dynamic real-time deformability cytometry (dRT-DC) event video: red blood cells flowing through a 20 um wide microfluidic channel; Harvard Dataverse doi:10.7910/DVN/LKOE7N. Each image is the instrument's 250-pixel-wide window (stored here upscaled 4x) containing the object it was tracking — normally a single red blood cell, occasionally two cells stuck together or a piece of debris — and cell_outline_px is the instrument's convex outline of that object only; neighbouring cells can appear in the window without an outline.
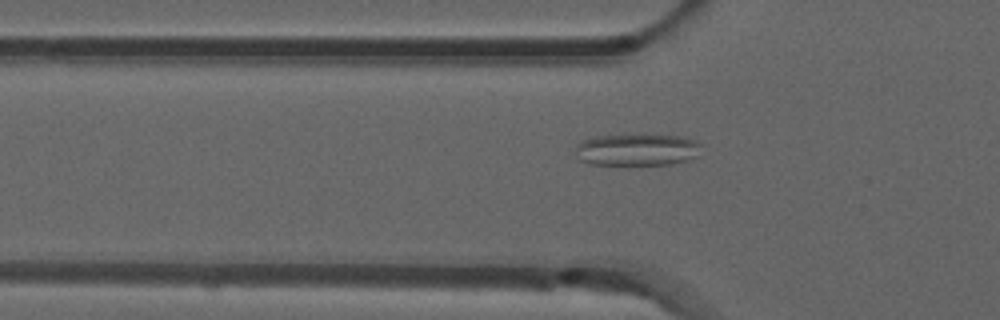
{"species": "common noctule bat (a hibernating species)", "species_latin": "Nyctalus noctula", "temperature_condition": "room temperature", "stored_images_in_passage": 39, "camera_frame_rate_fps": 3000, "um_per_image_px": 0.085, "animal": {"sex": "male", "forearm_length_mm": 52.5}, "frame": {"image": 1, "passage_image": 7, "time_ms": 2.0, "image_size_px": [1000, 320], "cell_outline_px": [[700, 156], [672, 164], [588, 164], [580, 160], [576, 156], [576, 144], [584, 140], [596, 136], [684, 136], [696, 140], [700, 144]], "centroid_in_image_um": [54.17, 12.74], "position_along_channel_um": 71.6, "area_um2": 23.12}}
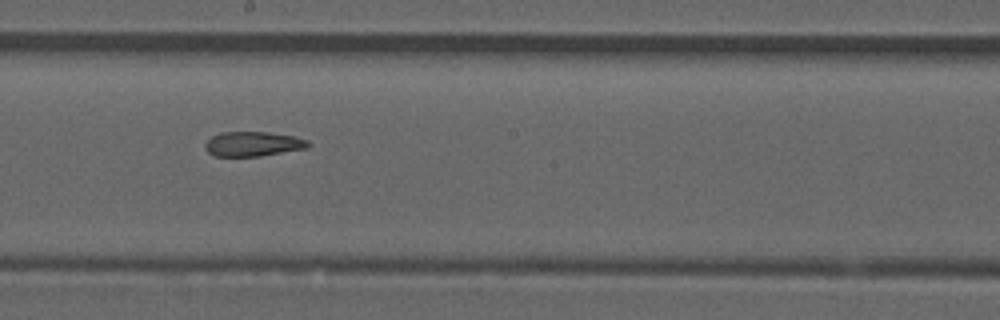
{"frame": {"image": 2, "passage_image": 19, "time_ms": 6.0, "image_size_px": [1000, 320], "cell_outline_px": [[312, 144], [308, 148], [260, 156], [216, 156], [208, 152], [204, 148], [204, 144], [212, 136], [220, 132], [268, 132], [296, 136], [308, 140]], "centroid_in_image_um": [21.54, 12.23], "position_along_channel_um": 226.7, "area_um2": 14.97}}
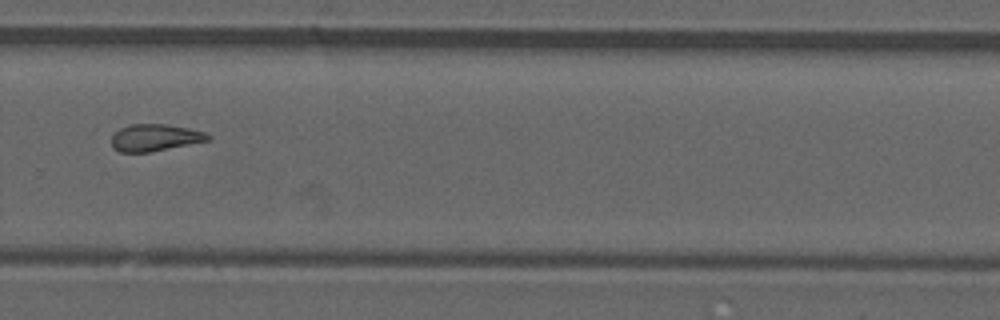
{"frame": {"image": 3, "passage_image": 26, "time_ms": 8.333, "image_size_px": [1000, 320], "cell_outline_px": [[212, 140], [148, 152], [120, 152], [112, 148], [112, 136], [120, 128], [132, 124], [164, 124], [188, 128], [204, 132], [212, 136]], "centroid_in_image_um": [13.19, 11.7], "position_along_channel_um": 316.6, "area_um2": 15.09}, "authors_computed_cell_mechanics": {"area_um2": 15.4904, "velocity_mm_per_s": 3.8687, "shape_relaxation_time_tau1_ms": null, "shape_relaxation_time_tau2_ms": 3.952, "deformation_change_tau1": null, "deformation_change_tau2": 0.1255}}